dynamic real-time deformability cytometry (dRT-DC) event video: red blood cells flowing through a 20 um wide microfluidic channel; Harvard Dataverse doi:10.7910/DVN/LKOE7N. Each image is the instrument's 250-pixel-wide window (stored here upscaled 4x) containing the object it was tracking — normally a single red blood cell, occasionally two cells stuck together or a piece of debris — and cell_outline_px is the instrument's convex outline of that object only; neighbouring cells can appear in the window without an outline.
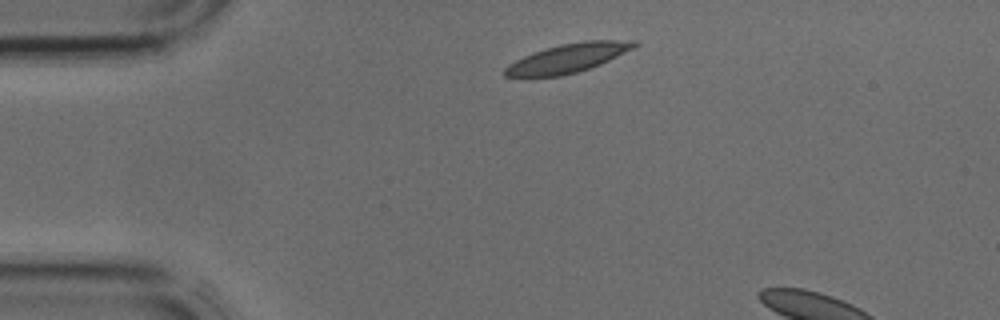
{"species": "common noctule bat (a hibernating species)", "species_latin": "Nyctalus noctula", "temperature_condition": "cold", "stored_images_in_passage": 2, "camera_frame_rate_fps": 3000, "um_per_image_px": 0.085, "animal": {"sex": "male", "body_mass_g": 17.9, "forearm_length_mm": 54.2}, "frame": {"image": 1, "passage_image": 1, "time_ms": 0.0, "image_size_px": [1000, 320], "cell_outline_px": [[640, 44], [600, 64], [576, 72], [560, 76], [504, 76], [504, 68], [508, 64], [524, 56], [560, 44], [584, 40], [636, 40]], "centroid_in_image_um": [48.29, 4.92], "position_along_channel_um": 36.7, "area_um2": 21.33}}